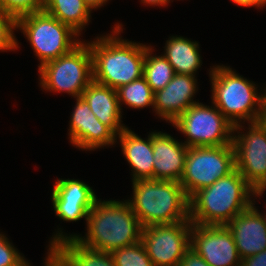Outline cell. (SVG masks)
<instances>
[{"instance_id":"cell-4","label":"cell","mask_w":266,"mask_h":266,"mask_svg":"<svg viewBox=\"0 0 266 266\" xmlns=\"http://www.w3.org/2000/svg\"><path fill=\"white\" fill-rule=\"evenodd\" d=\"M133 196L126 200L142 227L189 219V198L180 182L157 179L132 181Z\"/></svg>"},{"instance_id":"cell-11","label":"cell","mask_w":266,"mask_h":266,"mask_svg":"<svg viewBox=\"0 0 266 266\" xmlns=\"http://www.w3.org/2000/svg\"><path fill=\"white\" fill-rule=\"evenodd\" d=\"M190 220L142 228L141 242L154 266H178L190 248Z\"/></svg>"},{"instance_id":"cell-20","label":"cell","mask_w":266,"mask_h":266,"mask_svg":"<svg viewBox=\"0 0 266 266\" xmlns=\"http://www.w3.org/2000/svg\"><path fill=\"white\" fill-rule=\"evenodd\" d=\"M50 251L60 266H116L111 253L85 247L75 238L59 242Z\"/></svg>"},{"instance_id":"cell-1","label":"cell","mask_w":266,"mask_h":266,"mask_svg":"<svg viewBox=\"0 0 266 266\" xmlns=\"http://www.w3.org/2000/svg\"><path fill=\"white\" fill-rule=\"evenodd\" d=\"M86 222L85 237L77 234L68 236L60 230L54 234L48 250L61 241L75 238L85 247L111 253L141 240L143 227L126 200L98 199L89 211Z\"/></svg>"},{"instance_id":"cell-9","label":"cell","mask_w":266,"mask_h":266,"mask_svg":"<svg viewBox=\"0 0 266 266\" xmlns=\"http://www.w3.org/2000/svg\"><path fill=\"white\" fill-rule=\"evenodd\" d=\"M186 136L188 147L233 145L234 125L213 104L196 103L190 106L174 123Z\"/></svg>"},{"instance_id":"cell-12","label":"cell","mask_w":266,"mask_h":266,"mask_svg":"<svg viewBox=\"0 0 266 266\" xmlns=\"http://www.w3.org/2000/svg\"><path fill=\"white\" fill-rule=\"evenodd\" d=\"M190 248L199 254L210 266H240L233 236L226 225L193 224L190 234Z\"/></svg>"},{"instance_id":"cell-13","label":"cell","mask_w":266,"mask_h":266,"mask_svg":"<svg viewBox=\"0 0 266 266\" xmlns=\"http://www.w3.org/2000/svg\"><path fill=\"white\" fill-rule=\"evenodd\" d=\"M69 124V140L81 150L92 151L117 142L116 134L100 122L82 96L76 98Z\"/></svg>"},{"instance_id":"cell-26","label":"cell","mask_w":266,"mask_h":266,"mask_svg":"<svg viewBox=\"0 0 266 266\" xmlns=\"http://www.w3.org/2000/svg\"><path fill=\"white\" fill-rule=\"evenodd\" d=\"M46 0H0V10L16 19L33 12L44 11Z\"/></svg>"},{"instance_id":"cell-21","label":"cell","mask_w":266,"mask_h":266,"mask_svg":"<svg viewBox=\"0 0 266 266\" xmlns=\"http://www.w3.org/2000/svg\"><path fill=\"white\" fill-rule=\"evenodd\" d=\"M164 46L163 56L177 74L195 76L202 65L199 43L182 36L169 37Z\"/></svg>"},{"instance_id":"cell-33","label":"cell","mask_w":266,"mask_h":266,"mask_svg":"<svg viewBox=\"0 0 266 266\" xmlns=\"http://www.w3.org/2000/svg\"><path fill=\"white\" fill-rule=\"evenodd\" d=\"M141 3H144L145 5H152V6H166L168 3H170V0H141Z\"/></svg>"},{"instance_id":"cell-15","label":"cell","mask_w":266,"mask_h":266,"mask_svg":"<svg viewBox=\"0 0 266 266\" xmlns=\"http://www.w3.org/2000/svg\"><path fill=\"white\" fill-rule=\"evenodd\" d=\"M197 89L195 76L175 73L163 89L154 93L155 114L174 123L190 106L198 103L193 100Z\"/></svg>"},{"instance_id":"cell-24","label":"cell","mask_w":266,"mask_h":266,"mask_svg":"<svg viewBox=\"0 0 266 266\" xmlns=\"http://www.w3.org/2000/svg\"><path fill=\"white\" fill-rule=\"evenodd\" d=\"M116 91L121 110L123 103L132 109H142L148 106L153 108L154 106V92L144 76L122 85Z\"/></svg>"},{"instance_id":"cell-29","label":"cell","mask_w":266,"mask_h":266,"mask_svg":"<svg viewBox=\"0 0 266 266\" xmlns=\"http://www.w3.org/2000/svg\"><path fill=\"white\" fill-rule=\"evenodd\" d=\"M178 266H210L199 254L189 248Z\"/></svg>"},{"instance_id":"cell-7","label":"cell","mask_w":266,"mask_h":266,"mask_svg":"<svg viewBox=\"0 0 266 266\" xmlns=\"http://www.w3.org/2000/svg\"><path fill=\"white\" fill-rule=\"evenodd\" d=\"M17 29L27 37L35 55L43 64L69 53L81 40L69 25L45 11L33 12L17 18Z\"/></svg>"},{"instance_id":"cell-3","label":"cell","mask_w":266,"mask_h":266,"mask_svg":"<svg viewBox=\"0 0 266 266\" xmlns=\"http://www.w3.org/2000/svg\"><path fill=\"white\" fill-rule=\"evenodd\" d=\"M255 197L257 192L235 168L189 198V219L199 225H226L255 202Z\"/></svg>"},{"instance_id":"cell-22","label":"cell","mask_w":266,"mask_h":266,"mask_svg":"<svg viewBox=\"0 0 266 266\" xmlns=\"http://www.w3.org/2000/svg\"><path fill=\"white\" fill-rule=\"evenodd\" d=\"M44 11L81 35L90 22L92 10L84 0H46Z\"/></svg>"},{"instance_id":"cell-14","label":"cell","mask_w":266,"mask_h":266,"mask_svg":"<svg viewBox=\"0 0 266 266\" xmlns=\"http://www.w3.org/2000/svg\"><path fill=\"white\" fill-rule=\"evenodd\" d=\"M52 204L59 219L76 222L85 218L98 200L95 191L84 181L58 179L52 191Z\"/></svg>"},{"instance_id":"cell-35","label":"cell","mask_w":266,"mask_h":266,"mask_svg":"<svg viewBox=\"0 0 266 266\" xmlns=\"http://www.w3.org/2000/svg\"><path fill=\"white\" fill-rule=\"evenodd\" d=\"M265 92L263 94H261L262 96V111H266V87L265 89Z\"/></svg>"},{"instance_id":"cell-23","label":"cell","mask_w":266,"mask_h":266,"mask_svg":"<svg viewBox=\"0 0 266 266\" xmlns=\"http://www.w3.org/2000/svg\"><path fill=\"white\" fill-rule=\"evenodd\" d=\"M152 46L146 48L143 63V76L146 82L155 93L163 89L173 78L175 72L171 64L163 55H152Z\"/></svg>"},{"instance_id":"cell-2","label":"cell","mask_w":266,"mask_h":266,"mask_svg":"<svg viewBox=\"0 0 266 266\" xmlns=\"http://www.w3.org/2000/svg\"><path fill=\"white\" fill-rule=\"evenodd\" d=\"M115 24L112 33L88 42L93 60V81L113 89L143 76L146 44L119 37L124 28Z\"/></svg>"},{"instance_id":"cell-5","label":"cell","mask_w":266,"mask_h":266,"mask_svg":"<svg viewBox=\"0 0 266 266\" xmlns=\"http://www.w3.org/2000/svg\"><path fill=\"white\" fill-rule=\"evenodd\" d=\"M212 104L233 124L258 122L262 112V95L257 86L224 65L210 68Z\"/></svg>"},{"instance_id":"cell-30","label":"cell","mask_w":266,"mask_h":266,"mask_svg":"<svg viewBox=\"0 0 266 266\" xmlns=\"http://www.w3.org/2000/svg\"><path fill=\"white\" fill-rule=\"evenodd\" d=\"M240 266H266V250L241 260Z\"/></svg>"},{"instance_id":"cell-25","label":"cell","mask_w":266,"mask_h":266,"mask_svg":"<svg viewBox=\"0 0 266 266\" xmlns=\"http://www.w3.org/2000/svg\"><path fill=\"white\" fill-rule=\"evenodd\" d=\"M116 266H154L141 241L111 252Z\"/></svg>"},{"instance_id":"cell-8","label":"cell","mask_w":266,"mask_h":266,"mask_svg":"<svg viewBox=\"0 0 266 266\" xmlns=\"http://www.w3.org/2000/svg\"><path fill=\"white\" fill-rule=\"evenodd\" d=\"M235 169L233 145L188 147L180 180L186 195L212 185Z\"/></svg>"},{"instance_id":"cell-32","label":"cell","mask_w":266,"mask_h":266,"mask_svg":"<svg viewBox=\"0 0 266 266\" xmlns=\"http://www.w3.org/2000/svg\"><path fill=\"white\" fill-rule=\"evenodd\" d=\"M109 0H84L85 4L91 9H98L101 8L103 5H106V3Z\"/></svg>"},{"instance_id":"cell-10","label":"cell","mask_w":266,"mask_h":266,"mask_svg":"<svg viewBox=\"0 0 266 266\" xmlns=\"http://www.w3.org/2000/svg\"><path fill=\"white\" fill-rule=\"evenodd\" d=\"M243 127L240 123L233 128L235 168L260 198L266 190V128L260 121L249 123L248 132L243 133Z\"/></svg>"},{"instance_id":"cell-28","label":"cell","mask_w":266,"mask_h":266,"mask_svg":"<svg viewBox=\"0 0 266 266\" xmlns=\"http://www.w3.org/2000/svg\"><path fill=\"white\" fill-rule=\"evenodd\" d=\"M29 263L8 238L0 233V266H27Z\"/></svg>"},{"instance_id":"cell-17","label":"cell","mask_w":266,"mask_h":266,"mask_svg":"<svg viewBox=\"0 0 266 266\" xmlns=\"http://www.w3.org/2000/svg\"><path fill=\"white\" fill-rule=\"evenodd\" d=\"M153 179L180 182L188 146L170 134L152 132Z\"/></svg>"},{"instance_id":"cell-37","label":"cell","mask_w":266,"mask_h":266,"mask_svg":"<svg viewBox=\"0 0 266 266\" xmlns=\"http://www.w3.org/2000/svg\"><path fill=\"white\" fill-rule=\"evenodd\" d=\"M266 5V0H256V7L257 8H263V6Z\"/></svg>"},{"instance_id":"cell-19","label":"cell","mask_w":266,"mask_h":266,"mask_svg":"<svg viewBox=\"0 0 266 266\" xmlns=\"http://www.w3.org/2000/svg\"><path fill=\"white\" fill-rule=\"evenodd\" d=\"M116 138H119L123 156L132 167V181L153 179L155 159L153 157L152 132L144 140L127 127L119 135H116Z\"/></svg>"},{"instance_id":"cell-27","label":"cell","mask_w":266,"mask_h":266,"mask_svg":"<svg viewBox=\"0 0 266 266\" xmlns=\"http://www.w3.org/2000/svg\"><path fill=\"white\" fill-rule=\"evenodd\" d=\"M17 28V19L0 10V51H14L19 48L14 34Z\"/></svg>"},{"instance_id":"cell-18","label":"cell","mask_w":266,"mask_h":266,"mask_svg":"<svg viewBox=\"0 0 266 266\" xmlns=\"http://www.w3.org/2000/svg\"><path fill=\"white\" fill-rule=\"evenodd\" d=\"M82 97L100 122L108 126L116 135L127 128L121 124L122 111L115 89L92 81L82 93Z\"/></svg>"},{"instance_id":"cell-31","label":"cell","mask_w":266,"mask_h":266,"mask_svg":"<svg viewBox=\"0 0 266 266\" xmlns=\"http://www.w3.org/2000/svg\"><path fill=\"white\" fill-rule=\"evenodd\" d=\"M48 255L47 257L44 259V266H60L58 259L51 253L50 250H48ZM27 266H31L30 262Z\"/></svg>"},{"instance_id":"cell-36","label":"cell","mask_w":266,"mask_h":266,"mask_svg":"<svg viewBox=\"0 0 266 266\" xmlns=\"http://www.w3.org/2000/svg\"><path fill=\"white\" fill-rule=\"evenodd\" d=\"M260 123L266 128V111L261 112Z\"/></svg>"},{"instance_id":"cell-6","label":"cell","mask_w":266,"mask_h":266,"mask_svg":"<svg viewBox=\"0 0 266 266\" xmlns=\"http://www.w3.org/2000/svg\"><path fill=\"white\" fill-rule=\"evenodd\" d=\"M39 69L40 86L45 91L82 96L93 81V60L89 43L81 41L69 53L43 64Z\"/></svg>"},{"instance_id":"cell-16","label":"cell","mask_w":266,"mask_h":266,"mask_svg":"<svg viewBox=\"0 0 266 266\" xmlns=\"http://www.w3.org/2000/svg\"><path fill=\"white\" fill-rule=\"evenodd\" d=\"M254 205L253 202L226 224L241 260L266 250V213L262 214Z\"/></svg>"},{"instance_id":"cell-34","label":"cell","mask_w":266,"mask_h":266,"mask_svg":"<svg viewBox=\"0 0 266 266\" xmlns=\"http://www.w3.org/2000/svg\"><path fill=\"white\" fill-rule=\"evenodd\" d=\"M231 1L241 7L256 6V0H231Z\"/></svg>"}]
</instances>
